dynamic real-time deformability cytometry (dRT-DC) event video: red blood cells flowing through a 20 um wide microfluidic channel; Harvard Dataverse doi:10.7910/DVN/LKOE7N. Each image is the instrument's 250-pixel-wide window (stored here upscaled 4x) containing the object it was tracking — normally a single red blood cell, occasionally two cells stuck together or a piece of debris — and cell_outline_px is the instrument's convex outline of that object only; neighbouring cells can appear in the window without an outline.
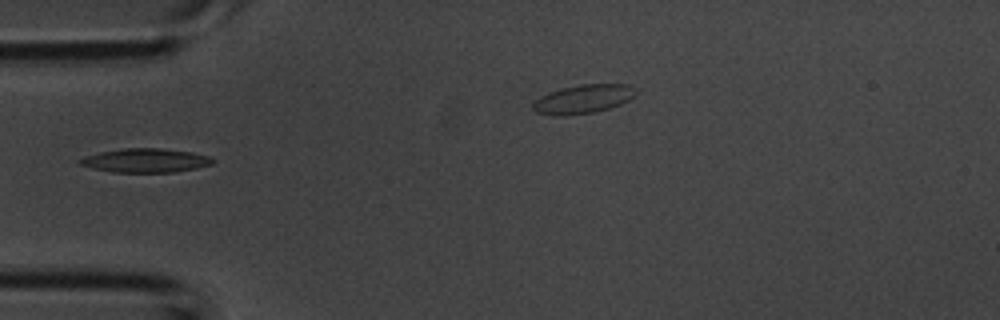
{"species": "common noctule bat (a hibernating species)", "species_latin": "Nyctalus noctula", "temperature_condition": "room temperature", "stored_images_in_passage": 5, "camera_frame_rate_fps": 3000, "um_per_image_px": 0.085, "animal": {"sex": "male", "body_mass_g": 20.1, "forearm_length_mm": 53.5}, "frame": {"image": 1, "passage_image": 1, "time_ms": 0.0, "image_size_px": [1000, 320], "cell_outline_px": [[216, 160], [212, 164], [196, 168], [176, 172], [112, 172], [92, 168], [80, 164], [76, 160], [100, 152], [124, 148], [160, 148], [192, 152], [208, 156]], "centroid_in_image_um": [12.39, 13.64], "position_along_channel_um": 72.6, "area_um2": 18.44}}